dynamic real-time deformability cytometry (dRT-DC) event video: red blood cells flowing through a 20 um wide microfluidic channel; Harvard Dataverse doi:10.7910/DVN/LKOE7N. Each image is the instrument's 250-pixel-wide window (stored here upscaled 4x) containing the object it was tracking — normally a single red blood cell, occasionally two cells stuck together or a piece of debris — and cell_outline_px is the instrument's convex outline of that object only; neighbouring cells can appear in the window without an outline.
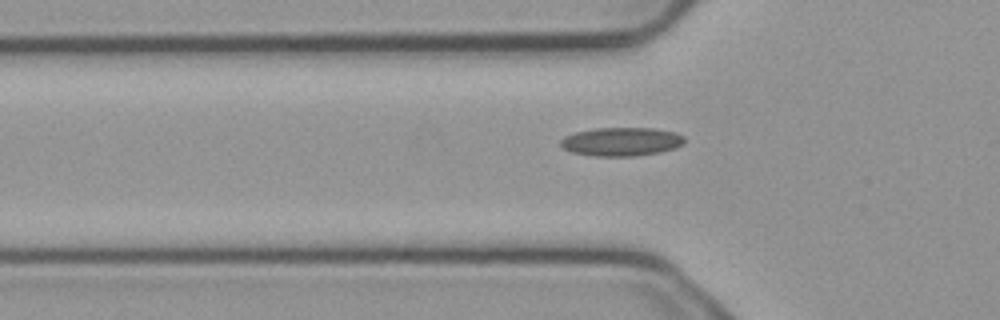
{"species": "common noctule bat (a hibernating species)", "species_latin": "Nyctalus noctula", "temperature_condition": "cold", "stored_images_in_passage": 6, "camera_frame_rate_fps": 3000, "um_per_image_px": 0.085, "animal": {"sex": "male", "body_mass_g": 23.1, "forearm_length_mm": 52.7}, "frame": {"image": 1, "passage_image": 6, "time_ms": 1.667, "image_size_px": [1000, 320], "cell_outline_px": [[684, 144], [676, 148], [660, 152], [636, 156], [592, 156], [572, 152], [564, 148], [560, 144], [560, 140], [564, 136], [576, 132], [596, 128], [656, 128], [676, 132], [684, 136]], "centroid_in_image_um": [52.85, 12.04], "position_along_channel_um": 73.0, "area_um2": 20.81}}